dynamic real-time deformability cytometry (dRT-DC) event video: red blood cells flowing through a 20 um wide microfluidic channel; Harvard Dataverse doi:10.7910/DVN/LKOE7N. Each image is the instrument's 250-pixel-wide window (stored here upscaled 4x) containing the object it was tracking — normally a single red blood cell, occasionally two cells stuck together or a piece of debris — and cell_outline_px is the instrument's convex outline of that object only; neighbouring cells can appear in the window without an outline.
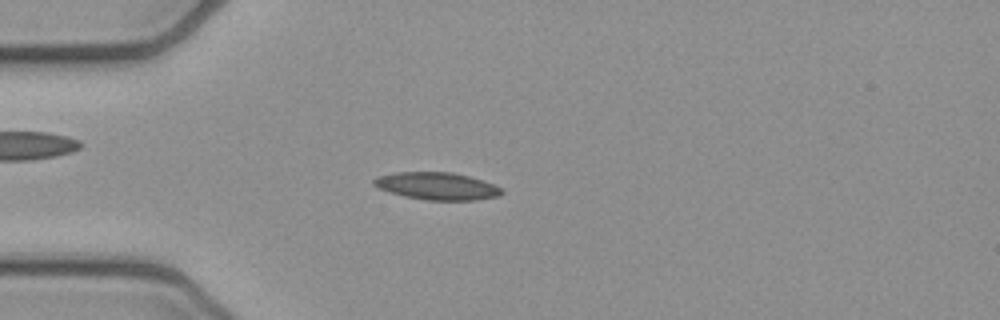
{"species": "common noctule bat (a hibernating species)", "species_latin": "Nyctalus noctula", "temperature_condition": "cold", "stored_images_in_passage": 51, "camera_frame_rate_fps": 3000, "um_per_image_px": 0.085, "animal": {"sex": "female", "body_mass_g": 21.9}, "frame": {"image": 1, "passage_image": 13, "time_ms": 4.0, "image_size_px": [1000, 320], "cell_outline_px": [[504, 192], [496, 196], [476, 200], [424, 200], [404, 196], [388, 192], [376, 188], [372, 184], [372, 180], [376, 176], [396, 172], [452, 172], [468, 176], [492, 184], [500, 188]], "centroid_in_image_um": [37.05, 15.81], "position_along_channel_um": 48.0, "area_um2": 20.4}}
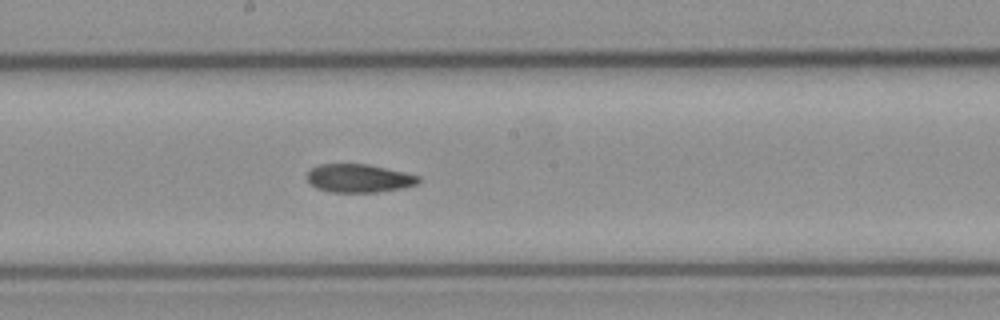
{"frame": {"image": 2, "passage_image": 27, "time_ms": 8.667, "image_size_px": [1000, 320], "cell_outline_px": [[420, 180], [416, 184], [404, 188], [376, 192], [332, 192], [316, 188], [308, 184], [304, 176], [312, 168], [320, 164], [368, 164], [404, 172], [420, 176]], "centroid_in_image_um": [30.46, 15.15], "position_along_channel_um": 217.7, "area_um2": 18.55}}
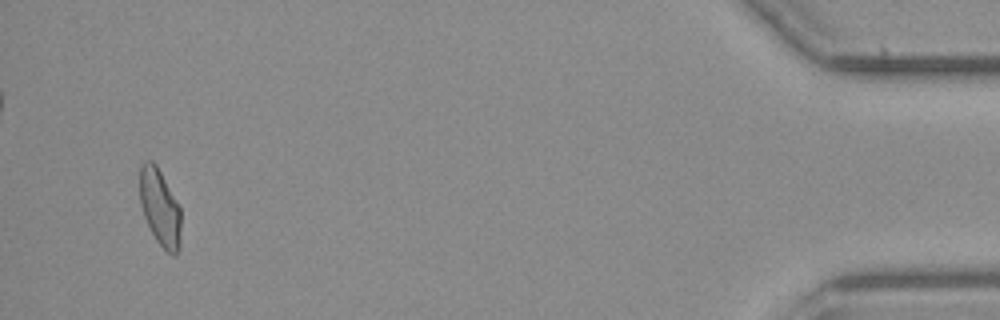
{"frame": {"image": 3, "passage_image": 49, "time_ms": 16.0, "image_size_px": [1000, 320], "cell_outline_px": [[180, 248], [176, 256], [172, 256], [156, 240], [144, 216], [140, 204], [140, 164], [144, 160], [152, 160], [156, 164], [180, 208]], "centroid_in_image_um": [13.59, 17.64], "position_along_channel_um": 421.6, "area_um2": 18.32}, "authors_computed_cell_mechanics": {"area_um2": 19.0162, "velocity_mm_per_s": 3.9218, "shape_relaxation_time_tau1_ms": 7.0183, "shape_relaxation_time_tau2_ms": 6.1115, "deformation_change_tau1": 0.1785, "deformation_change_tau2": 0.1296}}